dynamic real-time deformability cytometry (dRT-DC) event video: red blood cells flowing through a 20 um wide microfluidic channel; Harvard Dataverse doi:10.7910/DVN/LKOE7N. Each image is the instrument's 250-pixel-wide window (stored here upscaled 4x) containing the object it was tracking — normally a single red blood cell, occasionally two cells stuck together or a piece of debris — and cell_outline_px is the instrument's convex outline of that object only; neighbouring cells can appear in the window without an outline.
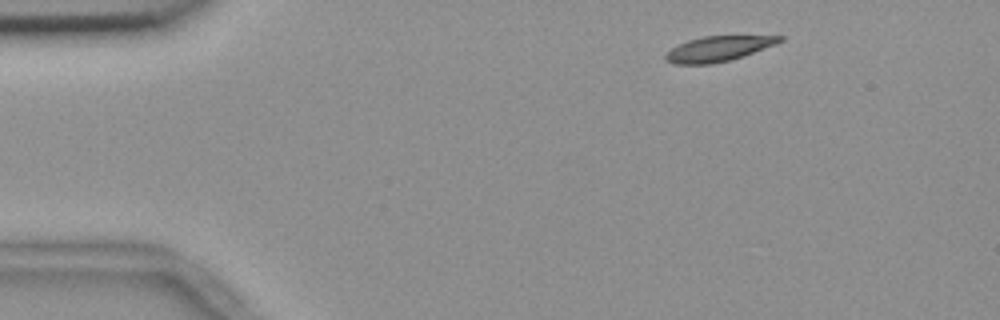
{"species": "common noctule bat (a hibernating species)", "species_latin": "Nyctalus noctula", "temperature_condition": "room temperature", "stored_images_in_passage": 4, "camera_frame_rate_fps": 3000, "um_per_image_px": 0.085, "animal": {"sex": "female", "body_mass_g": 18.4}, "frame": {"image": 1, "passage_image": 1, "time_ms": 0.0, "image_size_px": [1000, 320], "cell_outline_px": [[784, 40], [776, 44], [744, 56], [712, 64], [676, 64], [664, 60], [664, 56], [672, 48], [688, 40], [704, 36], [784, 36]], "centroid_in_image_um": [61.06, 4.15], "position_along_channel_um": 23.9, "area_um2": 16.59}}
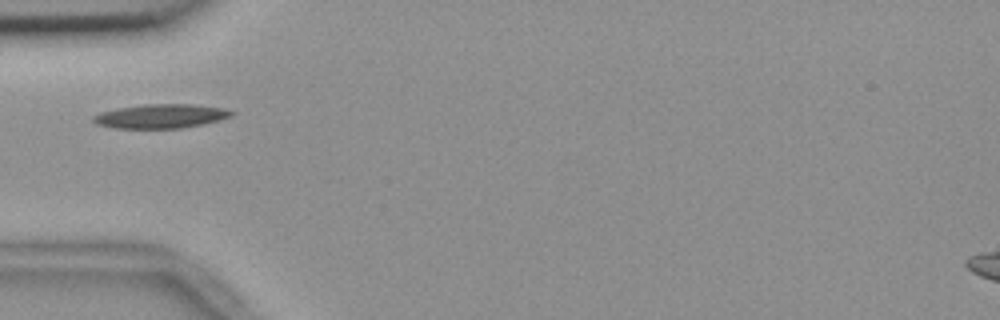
{"frame": {"image": 2, "passage_image": 4, "time_ms": 1.0, "image_size_px": [1000, 320], "cell_outline_px": [[236, 112], [232, 116], [220, 120], [204, 124], [180, 128], [112, 128], [96, 124], [92, 120], [92, 116], [100, 112], [116, 108], [144, 104], [192, 104], [224, 108]], "centroid_in_image_um": [13.66, 9.87], "position_along_channel_um": 71.3, "area_um2": 19.59}}